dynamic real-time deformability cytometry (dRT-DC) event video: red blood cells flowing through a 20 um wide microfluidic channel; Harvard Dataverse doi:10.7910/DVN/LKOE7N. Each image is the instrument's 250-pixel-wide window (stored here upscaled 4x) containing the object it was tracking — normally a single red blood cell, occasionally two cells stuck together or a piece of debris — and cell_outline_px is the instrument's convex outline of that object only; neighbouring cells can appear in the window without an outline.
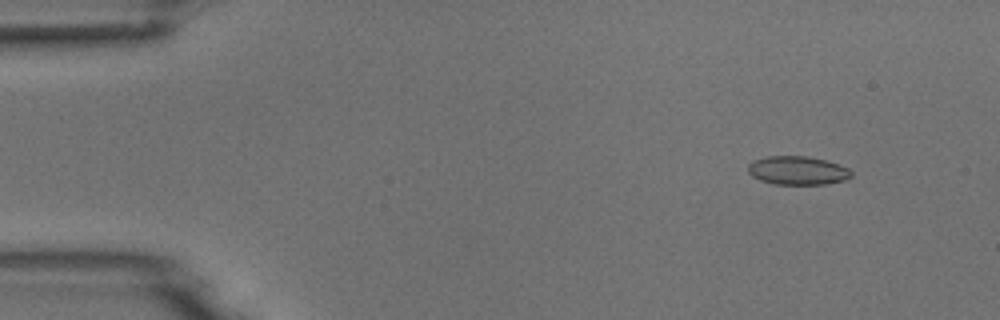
{"species": "common noctule bat (a hibernating species)", "species_latin": "Nyctalus noctula", "temperature_condition": "room temperature", "stored_images_in_passage": 4, "camera_frame_rate_fps": 3000, "um_per_image_px": 0.085, "animal": {"sex": "male", "body_mass_g": 18.8}, "frame": {"image": 1, "passage_image": 1, "time_ms": 0.0, "image_size_px": [1000, 320], "cell_outline_px": [[852, 176], [848, 180], [824, 184], [776, 184], [760, 180], [752, 176], [748, 172], [748, 164], [752, 160], [768, 156], [808, 156], [840, 164], [848, 168], [852, 172]], "centroid_in_image_um": [67.81, 14.49], "position_along_channel_um": 17.2, "area_um2": 17.34}}